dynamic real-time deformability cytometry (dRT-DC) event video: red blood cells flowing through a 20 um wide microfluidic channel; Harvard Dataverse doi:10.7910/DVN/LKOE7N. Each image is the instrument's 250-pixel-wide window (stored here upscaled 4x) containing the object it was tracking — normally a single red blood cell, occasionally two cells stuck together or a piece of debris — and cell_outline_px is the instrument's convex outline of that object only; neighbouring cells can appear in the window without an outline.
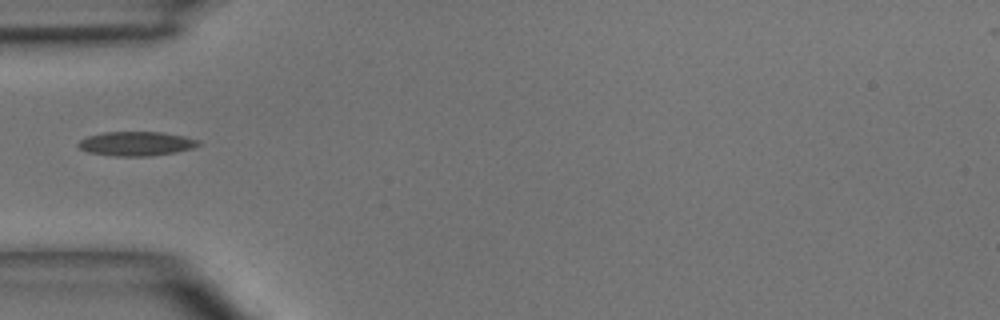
{"species": "common noctule bat (a hibernating species)", "species_latin": "Nyctalus noctula", "temperature_condition": "room temperature", "stored_images_in_passage": 1, "camera_frame_rate_fps": 3000, "um_per_image_px": 0.085, "animal": {"sex": "male", "body_mass_g": 15.6}, "frame": {"image": 1, "passage_image": 1, "time_ms": 0.0, "image_size_px": [1000, 320], "cell_outline_px": [[200, 144], [192, 148], [176, 152], [148, 156], [112, 156], [88, 152], [80, 148], [76, 144], [80, 140], [88, 136], [104, 132], [160, 132], [184, 136], [200, 140]], "centroid_in_image_um": [11.57, 12.21], "position_along_channel_um": 73.4, "area_um2": 16.94}}